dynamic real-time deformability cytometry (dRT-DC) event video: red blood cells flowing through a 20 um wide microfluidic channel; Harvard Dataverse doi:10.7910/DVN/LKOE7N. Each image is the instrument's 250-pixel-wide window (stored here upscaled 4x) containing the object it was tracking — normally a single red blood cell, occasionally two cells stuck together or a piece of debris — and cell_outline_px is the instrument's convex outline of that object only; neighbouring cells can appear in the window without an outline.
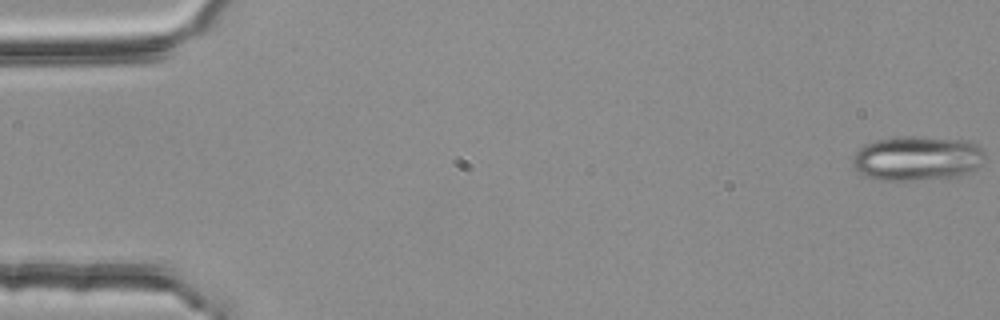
{"species": "common noctule bat (a hibernating species)", "species_latin": "Nyctalus noctula", "temperature_condition": "room temperature", "stored_images_in_passage": 53, "segment_of_instrument_passage": [1, 2], "camera_frame_rate_fps": 3000, "um_per_image_px": 0.085, "animal": {"sex": "female", "body_mass_g": 25.1}, "frame": {"image": 1, "passage_image": 1, "time_ms": 0.0, "image_size_px": [1000, 320], "cell_outline_px": [[984, 152], [980, 164], [972, 172], [960, 176], [916, 180], [880, 180], [856, 172], [852, 164], [852, 156], [864, 144], [872, 140], [904, 136], [916, 136], [972, 140], [984, 148]], "centroid_in_image_um": [77.96, 13.44], "position_along_channel_um": 7.0, "area_um2": 34.91}}